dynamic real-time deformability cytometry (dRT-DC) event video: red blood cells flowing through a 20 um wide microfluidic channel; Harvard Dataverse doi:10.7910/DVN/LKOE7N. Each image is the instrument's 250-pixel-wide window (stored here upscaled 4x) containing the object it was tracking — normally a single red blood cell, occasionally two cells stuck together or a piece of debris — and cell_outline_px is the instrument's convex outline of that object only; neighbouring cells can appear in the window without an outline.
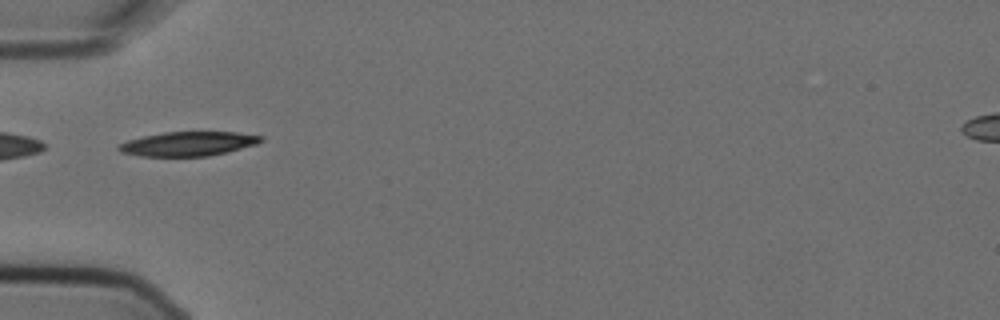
{"species": "Egyptian fruit bat (a non-hibernating species)", "species_latin": "Rousettus aegyptiacus", "temperature_condition": "cold", "stored_images_in_passage": 6, "camera_frame_rate_fps": 3000, "um_per_image_px": 0.085, "animal": {"sex": "female"}, "frame": {"image": 1, "passage_image": 4, "time_ms": 1.0, "image_size_px": [1000, 320], "cell_outline_px": [[264, 140], [256, 144], [208, 156], [140, 156], [120, 152], [116, 148], [120, 144], [128, 140], [144, 136], [164, 132], [236, 132], [264, 136]], "centroid_in_image_um": [15.98, 12.22], "position_along_channel_um": 69.0, "area_um2": 19.94}}
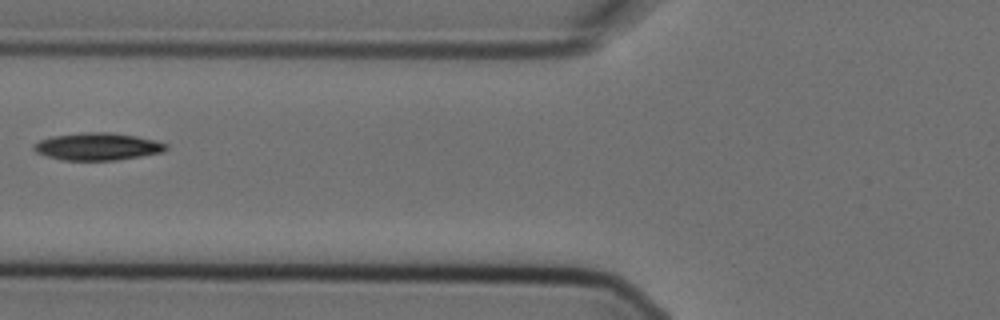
{"frame": {"image": 2, "passage_image": 5, "time_ms": 1.333, "image_size_px": [1000, 320], "cell_outline_px": [[168, 148], [160, 152], [140, 156], [116, 160], [60, 160], [36, 152], [32, 148], [32, 144], [40, 140], [52, 136], [84, 132], [112, 132], [136, 136], [168, 144]], "centroid_in_image_um": [8.25, 12.45], "position_along_channel_um": 117.6, "area_um2": 20.98}}
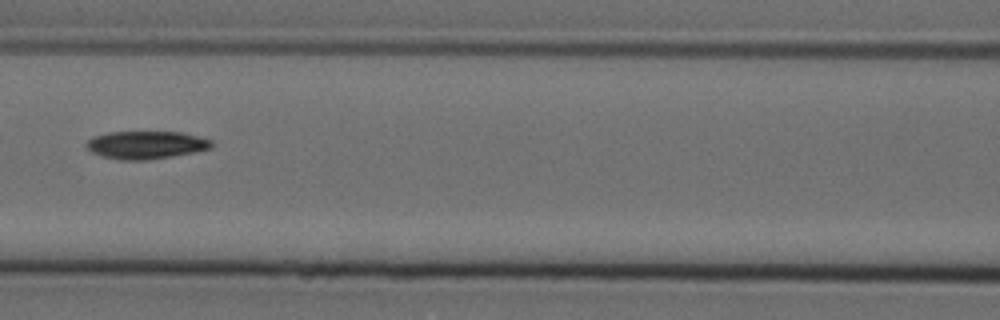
{"frame": {"image": 3, "passage_image": 6, "time_ms": 1.667, "image_size_px": [1000, 320], "cell_outline_px": [[212, 148], [172, 156], [144, 160], [120, 160], [104, 156], [92, 152], [84, 144], [92, 136], [108, 132], [180, 132], [212, 140]], "centroid_in_image_um": [12.38, 12.31], "position_along_channel_um": 154.2, "area_um2": 20.11}}